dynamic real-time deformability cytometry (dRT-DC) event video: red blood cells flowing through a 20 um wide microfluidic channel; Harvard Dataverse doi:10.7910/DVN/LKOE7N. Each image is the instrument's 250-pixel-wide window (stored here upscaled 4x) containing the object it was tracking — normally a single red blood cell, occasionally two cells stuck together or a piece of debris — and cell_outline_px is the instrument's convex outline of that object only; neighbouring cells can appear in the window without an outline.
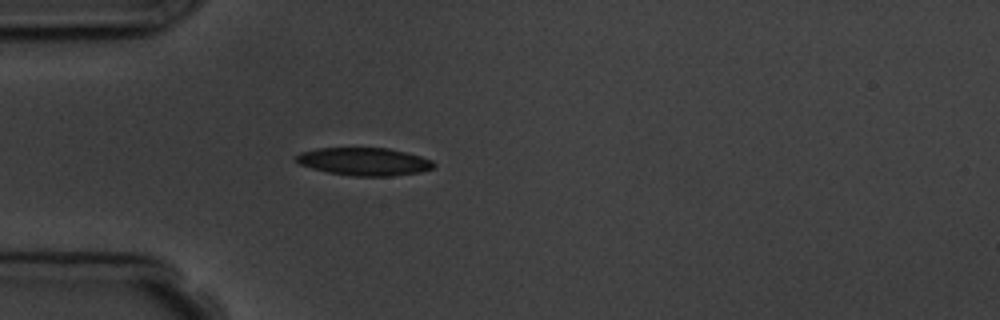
{"species": "common noctule bat (a hibernating species)", "species_latin": "Nyctalus noctula", "temperature_condition": "room temperature", "stored_images_in_passage": 5, "camera_frame_rate_fps": 3000, "um_per_image_px": 0.085, "animal": {"sex": "male", "body_mass_g": 19.5, "forearm_length_mm": 54.6}, "frame": {"image": 1, "passage_image": 5, "time_ms": 5.333, "image_size_px": [1000, 320], "cell_outline_px": [[436, 164], [432, 168], [420, 172], [392, 176], [352, 176], [328, 172], [312, 168], [300, 164], [296, 160], [296, 156], [300, 152], [316, 148], [388, 148], [420, 156], [432, 160]], "centroid_in_image_um": [30.95, 13.73], "position_along_channel_um": 54.0, "area_um2": 22.2}}